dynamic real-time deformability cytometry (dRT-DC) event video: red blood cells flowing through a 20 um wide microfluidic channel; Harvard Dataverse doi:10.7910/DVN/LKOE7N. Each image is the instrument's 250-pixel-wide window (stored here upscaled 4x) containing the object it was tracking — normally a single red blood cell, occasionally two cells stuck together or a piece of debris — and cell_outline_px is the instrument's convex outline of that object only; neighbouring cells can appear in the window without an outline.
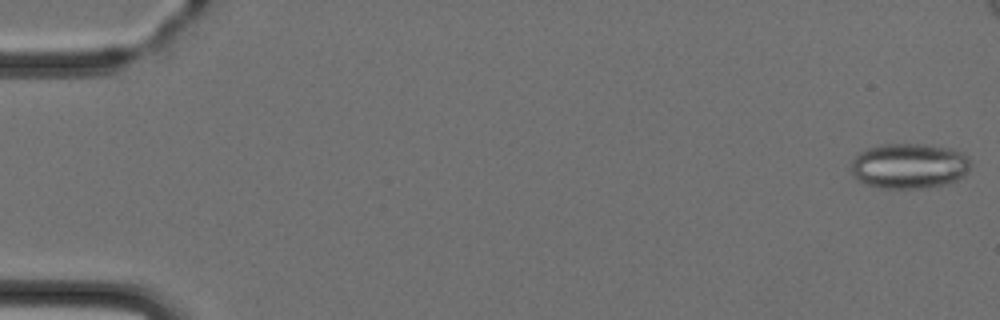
{"species": "Egyptian fruit bat (a non-hibernating species)", "species_latin": "Rousettus aegyptiacus", "temperature_condition": "cold", "stored_images_in_passage": 7, "camera_frame_rate_fps": 3000, "um_per_image_px": 0.085, "animal": {"sex": "female"}, "frame": {"image": 1, "passage_image": 1, "time_ms": 0.0, "image_size_px": [1000, 320], "cell_outline_px": [[968, 172], [964, 176], [956, 180], [944, 184], [928, 188], [880, 188], [864, 184], [856, 180], [852, 172], [852, 160], [860, 152], [868, 148], [884, 144], [924, 144], [952, 148], [968, 156]], "centroid_in_image_um": [77.27, 14.11], "position_along_channel_um": 7.7, "area_um2": 31.62}}